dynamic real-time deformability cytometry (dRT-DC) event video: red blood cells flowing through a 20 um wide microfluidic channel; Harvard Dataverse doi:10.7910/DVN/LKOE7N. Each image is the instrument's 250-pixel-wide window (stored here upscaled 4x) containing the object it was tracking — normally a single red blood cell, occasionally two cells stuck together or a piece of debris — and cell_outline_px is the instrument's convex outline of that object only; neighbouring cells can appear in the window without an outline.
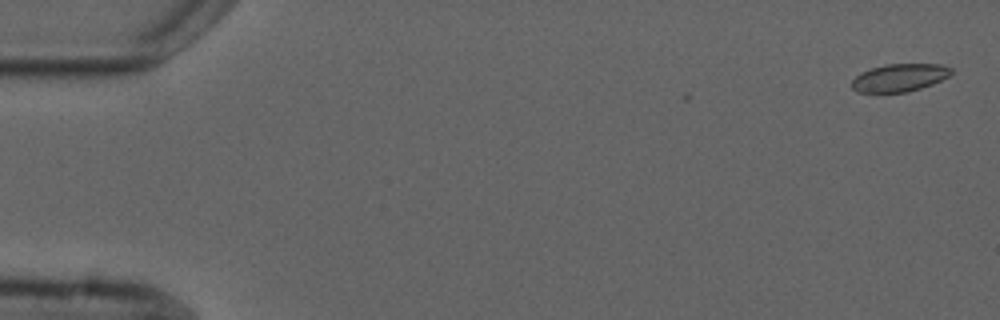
{"species": "common noctule bat (a hibernating species)", "species_latin": "Nyctalus noctula", "temperature_condition": "cold", "stored_images_in_passage": 4, "camera_frame_rate_fps": 3000, "um_per_image_px": 0.085, "animal": {"sex": "male", "forearm_length_mm": 52.5}, "frame": {"image": 1, "passage_image": 1, "time_ms": 0.0, "image_size_px": [1000, 320], "cell_outline_px": [[952, 72], [948, 76], [932, 84], [908, 92], [856, 92], [852, 88], [852, 80], [860, 72], [872, 68], [888, 64], [940, 64], [952, 68]], "centroid_in_image_um": [76.44, 6.6], "position_along_channel_um": 8.6, "area_um2": 15.95}}